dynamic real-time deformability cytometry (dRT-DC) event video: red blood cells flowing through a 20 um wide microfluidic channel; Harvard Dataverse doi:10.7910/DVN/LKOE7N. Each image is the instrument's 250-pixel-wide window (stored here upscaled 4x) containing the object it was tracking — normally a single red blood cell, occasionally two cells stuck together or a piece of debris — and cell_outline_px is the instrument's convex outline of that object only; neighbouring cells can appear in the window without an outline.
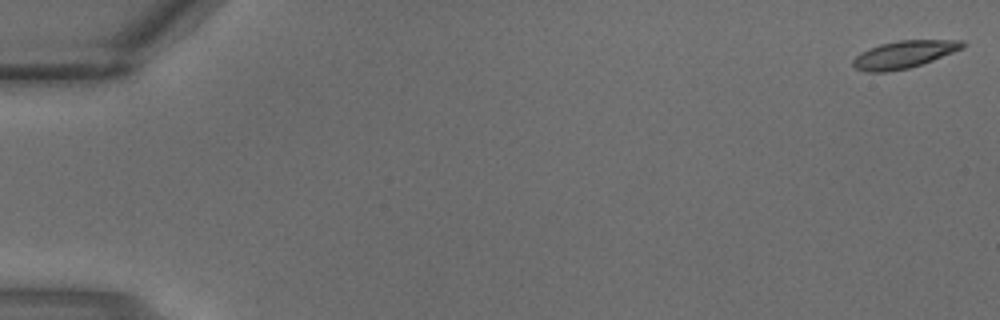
{"species": "common noctule bat (a hibernating species)", "species_latin": "Nyctalus noctula", "temperature_condition": "warm", "stored_images_in_passage": 4, "segment_of_instrument_passage": [1, 2], "camera_frame_rate_fps": 3000, "um_per_image_px": 0.085, "animal": {"sex": "male", "body_mass_g": 18.8}, "frame": {"image": 1, "passage_image": 1, "time_ms": 0.0, "image_size_px": [1000, 320], "cell_outline_px": [[968, 44], [964, 48], [932, 60], [908, 68], [884, 72], [868, 72], [856, 68], [852, 64], [852, 60], [860, 52], [868, 48], [880, 44], [900, 40], [964, 40]], "centroid_in_image_um": [76.85, 4.61], "position_along_channel_um": 8.2, "area_um2": 17.46}}
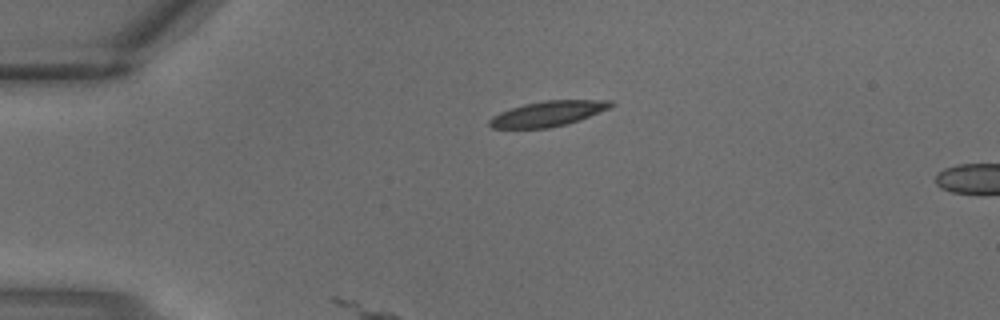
{"frame": {"image": 2, "passage_image": 3, "time_ms": 0.667, "image_size_px": [1000, 320], "cell_outline_px": [[616, 104], [608, 108], [580, 120], [568, 124], [548, 128], [492, 128], [488, 124], [488, 120], [492, 116], [500, 112], [524, 104], [544, 100], [612, 100]], "centroid_in_image_um": [46.57, 9.66], "position_along_channel_um": 38.4, "area_um2": 17.86}}